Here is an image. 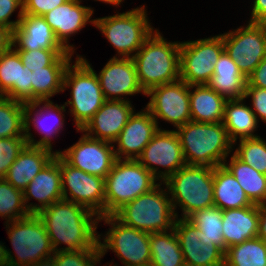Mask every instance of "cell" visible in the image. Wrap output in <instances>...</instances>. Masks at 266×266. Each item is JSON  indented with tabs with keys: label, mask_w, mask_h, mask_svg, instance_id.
I'll return each instance as SVG.
<instances>
[{
	"label": "cell",
	"mask_w": 266,
	"mask_h": 266,
	"mask_svg": "<svg viewBox=\"0 0 266 266\" xmlns=\"http://www.w3.org/2000/svg\"><path fill=\"white\" fill-rule=\"evenodd\" d=\"M37 215L47 230L54 252L93 250L98 245L101 235L96 233V225L99 217L80 204L62 199ZM62 243L67 247L58 249Z\"/></svg>",
	"instance_id": "1"
},
{
	"label": "cell",
	"mask_w": 266,
	"mask_h": 266,
	"mask_svg": "<svg viewBox=\"0 0 266 266\" xmlns=\"http://www.w3.org/2000/svg\"><path fill=\"white\" fill-rule=\"evenodd\" d=\"M176 129L186 165L212 168L223 165L234 146L222 122L191 120Z\"/></svg>",
	"instance_id": "2"
},
{
	"label": "cell",
	"mask_w": 266,
	"mask_h": 266,
	"mask_svg": "<svg viewBox=\"0 0 266 266\" xmlns=\"http://www.w3.org/2000/svg\"><path fill=\"white\" fill-rule=\"evenodd\" d=\"M165 40L156 29L132 57L139 84L145 93L180 79L181 43Z\"/></svg>",
	"instance_id": "3"
},
{
	"label": "cell",
	"mask_w": 266,
	"mask_h": 266,
	"mask_svg": "<svg viewBox=\"0 0 266 266\" xmlns=\"http://www.w3.org/2000/svg\"><path fill=\"white\" fill-rule=\"evenodd\" d=\"M157 184L150 191L126 203L113 215L123 224L137 230L156 233L173 229L178 214L174 212L168 191Z\"/></svg>",
	"instance_id": "4"
},
{
	"label": "cell",
	"mask_w": 266,
	"mask_h": 266,
	"mask_svg": "<svg viewBox=\"0 0 266 266\" xmlns=\"http://www.w3.org/2000/svg\"><path fill=\"white\" fill-rule=\"evenodd\" d=\"M163 182L172 195L174 212L178 204L183 211L182 218L214 205L212 167L185 165Z\"/></svg>",
	"instance_id": "5"
},
{
	"label": "cell",
	"mask_w": 266,
	"mask_h": 266,
	"mask_svg": "<svg viewBox=\"0 0 266 266\" xmlns=\"http://www.w3.org/2000/svg\"><path fill=\"white\" fill-rule=\"evenodd\" d=\"M156 178L135 159H117L105 178L104 216L117 210L138 196L150 191L158 183Z\"/></svg>",
	"instance_id": "6"
},
{
	"label": "cell",
	"mask_w": 266,
	"mask_h": 266,
	"mask_svg": "<svg viewBox=\"0 0 266 266\" xmlns=\"http://www.w3.org/2000/svg\"><path fill=\"white\" fill-rule=\"evenodd\" d=\"M75 64L66 68L63 90L72 87V99L65 102L70 105V113L74 116L77 131L81 130L93 115L101 108L104 98L97 74L83 57L76 56ZM66 87V88H65ZM68 104V105H67Z\"/></svg>",
	"instance_id": "7"
},
{
	"label": "cell",
	"mask_w": 266,
	"mask_h": 266,
	"mask_svg": "<svg viewBox=\"0 0 266 266\" xmlns=\"http://www.w3.org/2000/svg\"><path fill=\"white\" fill-rule=\"evenodd\" d=\"M10 223H6L7 233L18 260L8 250L9 266H30L53 256L49 235L37 214Z\"/></svg>",
	"instance_id": "8"
},
{
	"label": "cell",
	"mask_w": 266,
	"mask_h": 266,
	"mask_svg": "<svg viewBox=\"0 0 266 266\" xmlns=\"http://www.w3.org/2000/svg\"><path fill=\"white\" fill-rule=\"evenodd\" d=\"M144 6L125 13L94 19V25L123 58H132L153 33Z\"/></svg>",
	"instance_id": "9"
},
{
	"label": "cell",
	"mask_w": 266,
	"mask_h": 266,
	"mask_svg": "<svg viewBox=\"0 0 266 266\" xmlns=\"http://www.w3.org/2000/svg\"><path fill=\"white\" fill-rule=\"evenodd\" d=\"M101 220L112 227L107 232L104 243L98 240L102 256L107 249H111L117 253L124 266L150 265V233L127 226L114 215L100 216L98 221Z\"/></svg>",
	"instance_id": "10"
},
{
	"label": "cell",
	"mask_w": 266,
	"mask_h": 266,
	"mask_svg": "<svg viewBox=\"0 0 266 266\" xmlns=\"http://www.w3.org/2000/svg\"><path fill=\"white\" fill-rule=\"evenodd\" d=\"M223 51L221 35L181 42L180 79L188 85L208 84L214 74L216 61Z\"/></svg>",
	"instance_id": "11"
},
{
	"label": "cell",
	"mask_w": 266,
	"mask_h": 266,
	"mask_svg": "<svg viewBox=\"0 0 266 266\" xmlns=\"http://www.w3.org/2000/svg\"><path fill=\"white\" fill-rule=\"evenodd\" d=\"M221 36L224 50L247 78L266 56V23L249 22Z\"/></svg>",
	"instance_id": "12"
},
{
	"label": "cell",
	"mask_w": 266,
	"mask_h": 266,
	"mask_svg": "<svg viewBox=\"0 0 266 266\" xmlns=\"http://www.w3.org/2000/svg\"><path fill=\"white\" fill-rule=\"evenodd\" d=\"M60 172L63 199L86 207L98 217L104 216L105 179L71 166L61 156Z\"/></svg>",
	"instance_id": "13"
},
{
	"label": "cell",
	"mask_w": 266,
	"mask_h": 266,
	"mask_svg": "<svg viewBox=\"0 0 266 266\" xmlns=\"http://www.w3.org/2000/svg\"><path fill=\"white\" fill-rule=\"evenodd\" d=\"M136 160L156 179L161 178L162 182L186 165L182 146L175 130L160 128ZM153 165L165 167L166 170L158 171V168Z\"/></svg>",
	"instance_id": "14"
},
{
	"label": "cell",
	"mask_w": 266,
	"mask_h": 266,
	"mask_svg": "<svg viewBox=\"0 0 266 266\" xmlns=\"http://www.w3.org/2000/svg\"><path fill=\"white\" fill-rule=\"evenodd\" d=\"M146 95L151 96L146 109L156 122L161 118L178 128L191 121L189 85L183 80L156 86Z\"/></svg>",
	"instance_id": "15"
},
{
	"label": "cell",
	"mask_w": 266,
	"mask_h": 266,
	"mask_svg": "<svg viewBox=\"0 0 266 266\" xmlns=\"http://www.w3.org/2000/svg\"><path fill=\"white\" fill-rule=\"evenodd\" d=\"M114 148L111 142L83 134L76 144L64 152L56 151L55 153L71 166L105 179L117 160Z\"/></svg>",
	"instance_id": "16"
},
{
	"label": "cell",
	"mask_w": 266,
	"mask_h": 266,
	"mask_svg": "<svg viewBox=\"0 0 266 266\" xmlns=\"http://www.w3.org/2000/svg\"><path fill=\"white\" fill-rule=\"evenodd\" d=\"M174 231L187 264L224 266V252L187 218H177Z\"/></svg>",
	"instance_id": "17"
},
{
	"label": "cell",
	"mask_w": 266,
	"mask_h": 266,
	"mask_svg": "<svg viewBox=\"0 0 266 266\" xmlns=\"http://www.w3.org/2000/svg\"><path fill=\"white\" fill-rule=\"evenodd\" d=\"M101 90L106 100H125L121 96L146 93L141 88L136 66L132 58L114 56L97 74Z\"/></svg>",
	"instance_id": "18"
},
{
	"label": "cell",
	"mask_w": 266,
	"mask_h": 266,
	"mask_svg": "<svg viewBox=\"0 0 266 266\" xmlns=\"http://www.w3.org/2000/svg\"><path fill=\"white\" fill-rule=\"evenodd\" d=\"M133 113L128 100H106L80 131L91 138L114 143Z\"/></svg>",
	"instance_id": "19"
},
{
	"label": "cell",
	"mask_w": 266,
	"mask_h": 266,
	"mask_svg": "<svg viewBox=\"0 0 266 266\" xmlns=\"http://www.w3.org/2000/svg\"><path fill=\"white\" fill-rule=\"evenodd\" d=\"M32 71L22 64L12 47L0 55V96L22 103L32 102Z\"/></svg>",
	"instance_id": "20"
},
{
	"label": "cell",
	"mask_w": 266,
	"mask_h": 266,
	"mask_svg": "<svg viewBox=\"0 0 266 266\" xmlns=\"http://www.w3.org/2000/svg\"><path fill=\"white\" fill-rule=\"evenodd\" d=\"M158 130V122L146 108L133 113L114 141L118 143L117 150H114L116 158L121 159L124 155V159L136 160Z\"/></svg>",
	"instance_id": "21"
},
{
	"label": "cell",
	"mask_w": 266,
	"mask_h": 266,
	"mask_svg": "<svg viewBox=\"0 0 266 266\" xmlns=\"http://www.w3.org/2000/svg\"><path fill=\"white\" fill-rule=\"evenodd\" d=\"M24 203L30 214H37L42 209L63 199L60 155L56 156L32 179L23 191ZM30 197L38 200L40 205L27 204Z\"/></svg>",
	"instance_id": "22"
},
{
	"label": "cell",
	"mask_w": 266,
	"mask_h": 266,
	"mask_svg": "<svg viewBox=\"0 0 266 266\" xmlns=\"http://www.w3.org/2000/svg\"><path fill=\"white\" fill-rule=\"evenodd\" d=\"M81 0H67L64 4L55 7L43 15L45 21L52 28L56 39L69 52L74 54V48L68 43V37L80 31L90 20L93 10L80 5Z\"/></svg>",
	"instance_id": "23"
},
{
	"label": "cell",
	"mask_w": 266,
	"mask_h": 266,
	"mask_svg": "<svg viewBox=\"0 0 266 266\" xmlns=\"http://www.w3.org/2000/svg\"><path fill=\"white\" fill-rule=\"evenodd\" d=\"M12 42L15 50L65 49L56 39L44 17L37 15H22L19 24L13 30Z\"/></svg>",
	"instance_id": "24"
},
{
	"label": "cell",
	"mask_w": 266,
	"mask_h": 266,
	"mask_svg": "<svg viewBox=\"0 0 266 266\" xmlns=\"http://www.w3.org/2000/svg\"><path fill=\"white\" fill-rule=\"evenodd\" d=\"M258 232L259 205L223 211L222 233L227 248L257 237Z\"/></svg>",
	"instance_id": "25"
},
{
	"label": "cell",
	"mask_w": 266,
	"mask_h": 266,
	"mask_svg": "<svg viewBox=\"0 0 266 266\" xmlns=\"http://www.w3.org/2000/svg\"><path fill=\"white\" fill-rule=\"evenodd\" d=\"M56 156L53 151L26 145L3 177L16 189L24 191L32 179Z\"/></svg>",
	"instance_id": "26"
},
{
	"label": "cell",
	"mask_w": 266,
	"mask_h": 266,
	"mask_svg": "<svg viewBox=\"0 0 266 266\" xmlns=\"http://www.w3.org/2000/svg\"><path fill=\"white\" fill-rule=\"evenodd\" d=\"M42 102L45 103L44 107H41L40 110H36L37 112L34 114L35 117L32 118L31 115H32L33 111L38 106H40L42 104ZM65 107H66L65 105H61V106H58L57 104L53 105V102L50 100H38L35 102L25 103V108H24L25 132L24 133H25V139L27 141V144L31 145V146L40 147V148H46V149H49L52 151L50 138H52L51 137L52 135L57 134V132H59L61 127H63L64 119H63V116L61 114H62V112L66 111ZM54 114H55V116H54ZM49 116L51 118L54 117V119L56 118L57 123H54L55 125H53V126L48 125L47 126L44 123L48 120ZM45 118L47 119L46 121H45ZM31 121H33L34 127H36L38 129V131H40L39 133L44 134V136L41 138V140H39L37 142L34 141V139L32 138V134L29 133Z\"/></svg>",
	"instance_id": "27"
},
{
	"label": "cell",
	"mask_w": 266,
	"mask_h": 266,
	"mask_svg": "<svg viewBox=\"0 0 266 266\" xmlns=\"http://www.w3.org/2000/svg\"><path fill=\"white\" fill-rule=\"evenodd\" d=\"M195 87L194 92L190 89ZM227 99L208 84L189 85V106L191 120L203 123L223 121Z\"/></svg>",
	"instance_id": "28"
},
{
	"label": "cell",
	"mask_w": 266,
	"mask_h": 266,
	"mask_svg": "<svg viewBox=\"0 0 266 266\" xmlns=\"http://www.w3.org/2000/svg\"><path fill=\"white\" fill-rule=\"evenodd\" d=\"M246 83L247 78L224 50L216 61L214 74L208 85L226 99H238L244 97Z\"/></svg>",
	"instance_id": "29"
},
{
	"label": "cell",
	"mask_w": 266,
	"mask_h": 266,
	"mask_svg": "<svg viewBox=\"0 0 266 266\" xmlns=\"http://www.w3.org/2000/svg\"><path fill=\"white\" fill-rule=\"evenodd\" d=\"M73 54H61L50 66L32 71V102L49 100L54 94L63 92V80Z\"/></svg>",
	"instance_id": "30"
},
{
	"label": "cell",
	"mask_w": 266,
	"mask_h": 266,
	"mask_svg": "<svg viewBox=\"0 0 266 266\" xmlns=\"http://www.w3.org/2000/svg\"><path fill=\"white\" fill-rule=\"evenodd\" d=\"M214 205L221 210L243 208L254 205L232 173L224 166L213 168Z\"/></svg>",
	"instance_id": "31"
},
{
	"label": "cell",
	"mask_w": 266,
	"mask_h": 266,
	"mask_svg": "<svg viewBox=\"0 0 266 266\" xmlns=\"http://www.w3.org/2000/svg\"><path fill=\"white\" fill-rule=\"evenodd\" d=\"M243 100L244 98L227 99L224 106L222 123L232 143H235L238 137L240 140L259 137L254 134L259 120L251 107L242 103Z\"/></svg>",
	"instance_id": "32"
},
{
	"label": "cell",
	"mask_w": 266,
	"mask_h": 266,
	"mask_svg": "<svg viewBox=\"0 0 266 266\" xmlns=\"http://www.w3.org/2000/svg\"><path fill=\"white\" fill-rule=\"evenodd\" d=\"M236 178L249 200L260 205L266 203V175L244 163L235 154L230 163L223 164Z\"/></svg>",
	"instance_id": "33"
},
{
	"label": "cell",
	"mask_w": 266,
	"mask_h": 266,
	"mask_svg": "<svg viewBox=\"0 0 266 266\" xmlns=\"http://www.w3.org/2000/svg\"><path fill=\"white\" fill-rule=\"evenodd\" d=\"M150 252V266H182L185 263L174 228L169 233H150Z\"/></svg>",
	"instance_id": "34"
},
{
	"label": "cell",
	"mask_w": 266,
	"mask_h": 266,
	"mask_svg": "<svg viewBox=\"0 0 266 266\" xmlns=\"http://www.w3.org/2000/svg\"><path fill=\"white\" fill-rule=\"evenodd\" d=\"M224 266H266V243L255 237L228 247Z\"/></svg>",
	"instance_id": "35"
},
{
	"label": "cell",
	"mask_w": 266,
	"mask_h": 266,
	"mask_svg": "<svg viewBox=\"0 0 266 266\" xmlns=\"http://www.w3.org/2000/svg\"><path fill=\"white\" fill-rule=\"evenodd\" d=\"M24 108V103L0 96V139L25 137Z\"/></svg>",
	"instance_id": "36"
},
{
	"label": "cell",
	"mask_w": 266,
	"mask_h": 266,
	"mask_svg": "<svg viewBox=\"0 0 266 266\" xmlns=\"http://www.w3.org/2000/svg\"><path fill=\"white\" fill-rule=\"evenodd\" d=\"M223 210L215 205L197 210L187 219L200 229L208 238L212 239L224 253L227 247L222 233Z\"/></svg>",
	"instance_id": "37"
},
{
	"label": "cell",
	"mask_w": 266,
	"mask_h": 266,
	"mask_svg": "<svg viewBox=\"0 0 266 266\" xmlns=\"http://www.w3.org/2000/svg\"><path fill=\"white\" fill-rule=\"evenodd\" d=\"M24 203L23 191L16 189L4 178H0V216L8 217L7 222L29 216Z\"/></svg>",
	"instance_id": "38"
},
{
	"label": "cell",
	"mask_w": 266,
	"mask_h": 266,
	"mask_svg": "<svg viewBox=\"0 0 266 266\" xmlns=\"http://www.w3.org/2000/svg\"><path fill=\"white\" fill-rule=\"evenodd\" d=\"M234 154L244 163L266 175V142L260 137L240 140Z\"/></svg>",
	"instance_id": "39"
},
{
	"label": "cell",
	"mask_w": 266,
	"mask_h": 266,
	"mask_svg": "<svg viewBox=\"0 0 266 266\" xmlns=\"http://www.w3.org/2000/svg\"><path fill=\"white\" fill-rule=\"evenodd\" d=\"M56 266H96L102 258L100 247L97 245L93 250H62L52 256Z\"/></svg>",
	"instance_id": "40"
},
{
	"label": "cell",
	"mask_w": 266,
	"mask_h": 266,
	"mask_svg": "<svg viewBox=\"0 0 266 266\" xmlns=\"http://www.w3.org/2000/svg\"><path fill=\"white\" fill-rule=\"evenodd\" d=\"M22 64L30 71L50 66L61 54H73L66 49L16 50Z\"/></svg>",
	"instance_id": "41"
},
{
	"label": "cell",
	"mask_w": 266,
	"mask_h": 266,
	"mask_svg": "<svg viewBox=\"0 0 266 266\" xmlns=\"http://www.w3.org/2000/svg\"><path fill=\"white\" fill-rule=\"evenodd\" d=\"M27 145L25 137L0 139V178H3L17 156Z\"/></svg>",
	"instance_id": "42"
},
{
	"label": "cell",
	"mask_w": 266,
	"mask_h": 266,
	"mask_svg": "<svg viewBox=\"0 0 266 266\" xmlns=\"http://www.w3.org/2000/svg\"><path fill=\"white\" fill-rule=\"evenodd\" d=\"M18 7H20L18 19L16 21H10V16ZM22 15L23 0H0V27H5L13 31L19 24Z\"/></svg>",
	"instance_id": "43"
},
{
	"label": "cell",
	"mask_w": 266,
	"mask_h": 266,
	"mask_svg": "<svg viewBox=\"0 0 266 266\" xmlns=\"http://www.w3.org/2000/svg\"><path fill=\"white\" fill-rule=\"evenodd\" d=\"M252 98L253 102V113L255 114L256 118L259 116L263 122H266V89L263 88H256L250 86L246 83V89L244 93V99L250 97Z\"/></svg>",
	"instance_id": "44"
},
{
	"label": "cell",
	"mask_w": 266,
	"mask_h": 266,
	"mask_svg": "<svg viewBox=\"0 0 266 266\" xmlns=\"http://www.w3.org/2000/svg\"><path fill=\"white\" fill-rule=\"evenodd\" d=\"M67 0H23V14L43 16Z\"/></svg>",
	"instance_id": "45"
},
{
	"label": "cell",
	"mask_w": 266,
	"mask_h": 266,
	"mask_svg": "<svg viewBox=\"0 0 266 266\" xmlns=\"http://www.w3.org/2000/svg\"><path fill=\"white\" fill-rule=\"evenodd\" d=\"M247 84L256 88L266 89V56L247 77Z\"/></svg>",
	"instance_id": "46"
},
{
	"label": "cell",
	"mask_w": 266,
	"mask_h": 266,
	"mask_svg": "<svg viewBox=\"0 0 266 266\" xmlns=\"http://www.w3.org/2000/svg\"><path fill=\"white\" fill-rule=\"evenodd\" d=\"M249 22L266 23V0H254Z\"/></svg>",
	"instance_id": "47"
},
{
	"label": "cell",
	"mask_w": 266,
	"mask_h": 266,
	"mask_svg": "<svg viewBox=\"0 0 266 266\" xmlns=\"http://www.w3.org/2000/svg\"><path fill=\"white\" fill-rule=\"evenodd\" d=\"M13 31L11 29L0 27V55L12 47Z\"/></svg>",
	"instance_id": "48"
},
{
	"label": "cell",
	"mask_w": 266,
	"mask_h": 266,
	"mask_svg": "<svg viewBox=\"0 0 266 266\" xmlns=\"http://www.w3.org/2000/svg\"><path fill=\"white\" fill-rule=\"evenodd\" d=\"M257 237L266 243V203L259 205V232Z\"/></svg>",
	"instance_id": "49"
},
{
	"label": "cell",
	"mask_w": 266,
	"mask_h": 266,
	"mask_svg": "<svg viewBox=\"0 0 266 266\" xmlns=\"http://www.w3.org/2000/svg\"><path fill=\"white\" fill-rule=\"evenodd\" d=\"M7 250L8 249L0 243V266H9Z\"/></svg>",
	"instance_id": "50"
},
{
	"label": "cell",
	"mask_w": 266,
	"mask_h": 266,
	"mask_svg": "<svg viewBox=\"0 0 266 266\" xmlns=\"http://www.w3.org/2000/svg\"><path fill=\"white\" fill-rule=\"evenodd\" d=\"M30 266H56V263L54 261L53 257L38 261L37 263H34Z\"/></svg>",
	"instance_id": "51"
},
{
	"label": "cell",
	"mask_w": 266,
	"mask_h": 266,
	"mask_svg": "<svg viewBox=\"0 0 266 266\" xmlns=\"http://www.w3.org/2000/svg\"><path fill=\"white\" fill-rule=\"evenodd\" d=\"M96 1H101L104 3H109V4H114V5H119L123 0H96Z\"/></svg>",
	"instance_id": "52"
},
{
	"label": "cell",
	"mask_w": 266,
	"mask_h": 266,
	"mask_svg": "<svg viewBox=\"0 0 266 266\" xmlns=\"http://www.w3.org/2000/svg\"><path fill=\"white\" fill-rule=\"evenodd\" d=\"M182 266H195V265H190V264L184 263Z\"/></svg>",
	"instance_id": "53"
}]
</instances>
